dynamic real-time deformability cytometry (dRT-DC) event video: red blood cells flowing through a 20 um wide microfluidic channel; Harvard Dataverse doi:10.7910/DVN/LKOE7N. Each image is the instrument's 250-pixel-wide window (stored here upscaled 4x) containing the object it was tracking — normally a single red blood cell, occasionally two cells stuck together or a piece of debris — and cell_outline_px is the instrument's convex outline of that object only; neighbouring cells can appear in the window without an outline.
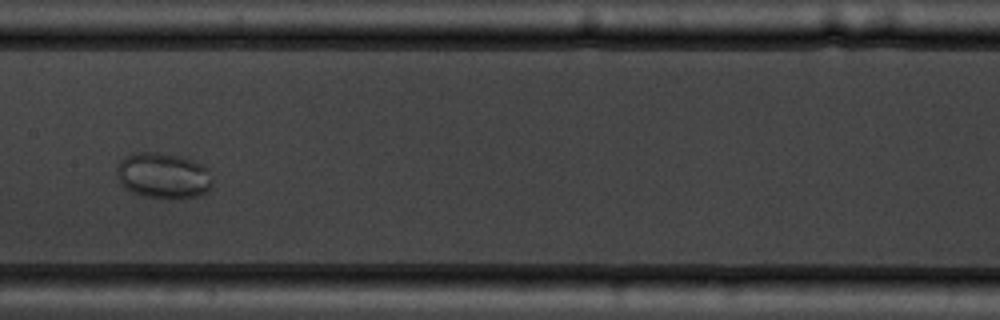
{"species": "common noctule bat (a hibernating species)", "species_latin": "Nyctalus noctula", "temperature_condition": "warm", "stored_images_in_passage": 9, "camera_frame_rate_fps": 3000, "um_per_image_px": 0.085, "animal": {"sex": "male", "body_mass_g": 19.5, "forearm_length_mm": 54.6}, "frame": {"image": 1, "passage_image": 7, "time_ms": 7.667, "image_size_px": [1000, 320], "cell_outline_px": [[212, 184], [208, 192], [200, 196], [172, 200], [144, 196], [132, 192], [120, 184], [116, 172], [116, 168], [120, 160], [136, 152], [156, 152], [180, 156], [192, 160], [208, 168], [212, 180]], "centroid_in_image_um": [13.89, 14.95], "position_along_channel_um": 193.5, "area_um2": 25.89}}
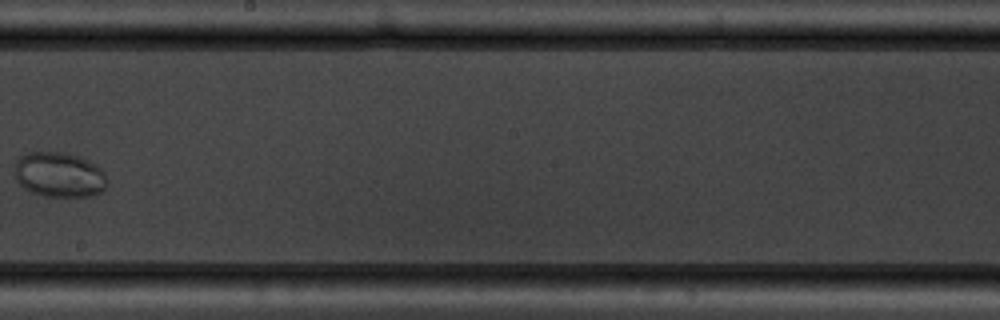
{"frame": {"image": 2, "passage_image": 8, "time_ms": 9.0, "image_size_px": [1000, 320], "cell_outline_px": [[108, 184], [104, 192], [92, 196], [44, 196], [32, 192], [24, 188], [16, 180], [16, 160], [20, 156], [28, 152], [64, 152], [88, 160], [96, 164], [104, 172]], "centroid_in_image_um": [5.07, 14.86], "position_along_channel_um": 243.1, "area_um2": 24.39}}
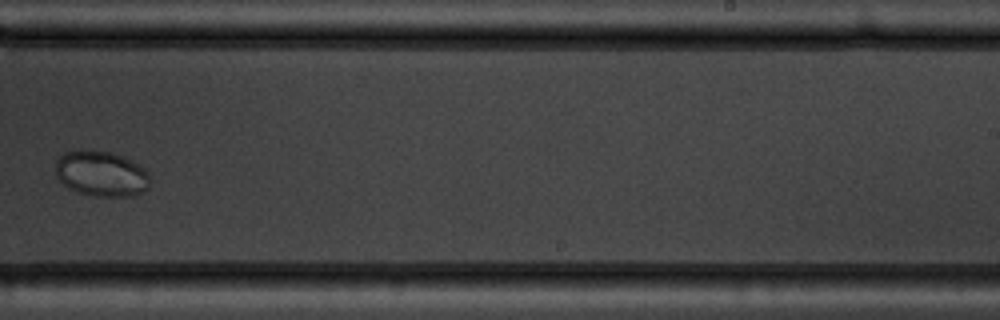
{"frame": {"image": 3, "passage_image": 9, "time_ms": 10.0, "image_size_px": [1000, 320], "cell_outline_px": [[148, 188], [144, 192], [132, 196], [92, 196], [76, 192], [68, 188], [56, 176], [56, 160], [64, 152], [72, 148], [112, 152], [124, 156], [144, 168], [148, 172]], "centroid_in_image_um": [8.58, 14.74], "position_along_channel_um": 280.4, "area_um2": 25.43}}